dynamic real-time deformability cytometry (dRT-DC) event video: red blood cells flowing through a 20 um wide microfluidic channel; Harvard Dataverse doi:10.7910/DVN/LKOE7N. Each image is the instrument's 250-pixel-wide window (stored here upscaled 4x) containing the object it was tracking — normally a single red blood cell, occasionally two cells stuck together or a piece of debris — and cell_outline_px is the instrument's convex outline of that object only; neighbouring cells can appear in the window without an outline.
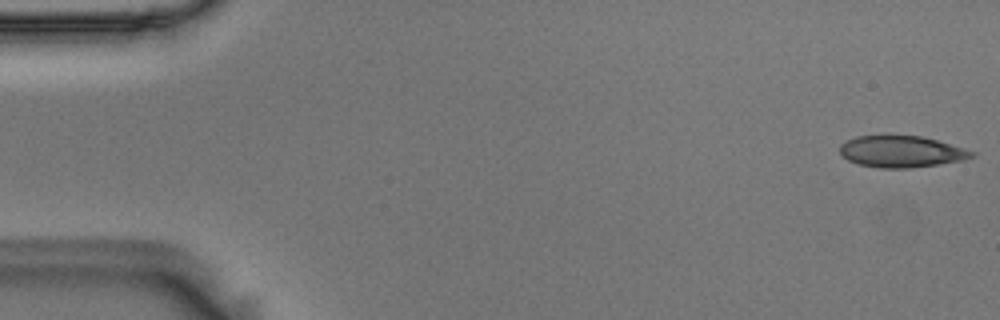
{"species": "Egyptian fruit bat (a non-hibernating species)", "species_latin": "Rousettus aegyptiacus", "temperature_condition": "room temperature", "stored_images_in_passage": 55, "camera_frame_rate_fps": 3000, "um_per_image_px": 0.085, "animal": {"sex": "male"}, "frame": {"image": 1, "passage_image": 1, "time_ms": 0.0, "image_size_px": [1000, 320], "cell_outline_px": [[976, 156], [964, 160], [908, 168], [880, 168], [860, 164], [848, 160], [840, 152], [840, 144], [856, 136], [888, 132], [924, 136], [964, 148], [976, 152]], "centroid_in_image_um": [76.61, 12.82], "position_along_channel_um": 8.4, "area_um2": 25.03}}
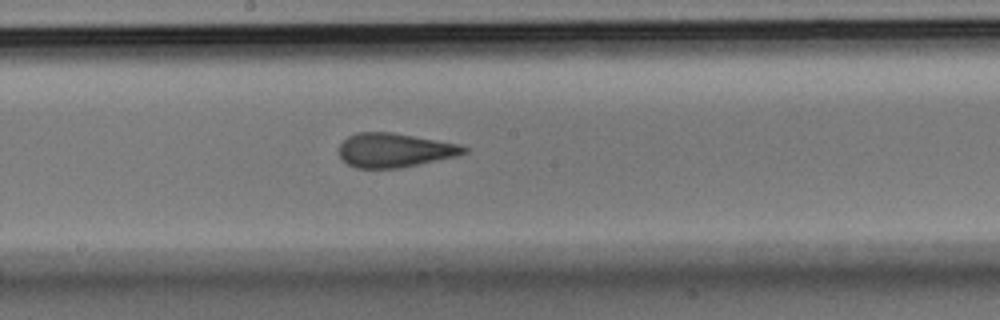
{"frame": {"image": 2, "passage_image": 29, "time_ms": 9.333, "image_size_px": [1000, 320], "cell_outline_px": [[468, 152], [456, 156], [400, 168], [356, 168], [348, 164], [340, 156], [340, 144], [348, 136], [356, 132], [392, 132], [460, 144], [468, 148]], "centroid_in_image_um": [33.55, 12.76], "position_along_channel_um": 214.7, "area_um2": 24.74}}
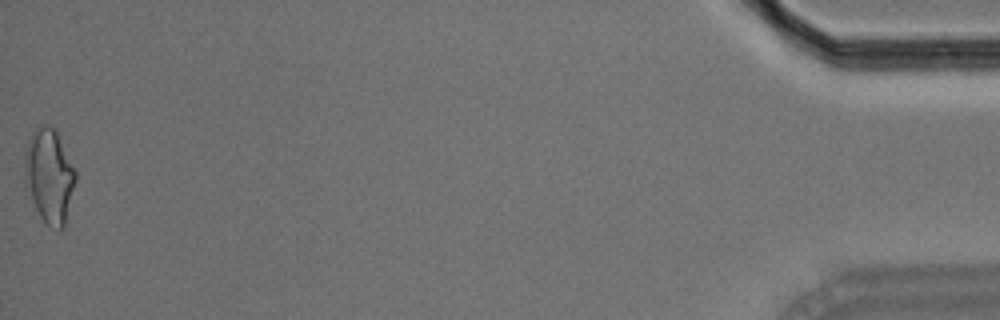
{"frame": {"image": 3, "passage_image": 55, "time_ms": 18.0, "image_size_px": [1000, 320], "cell_outline_px": [[76, 180], [64, 228], [60, 232], [56, 232], [40, 216], [24, 188], [24, 152], [28, 140], [32, 132], [40, 124], [48, 124], [56, 128], [76, 172]], "centroid_in_image_um": [4.17, 14.94], "position_along_channel_um": 431.0, "area_um2": 28.61}, "authors_computed_cell_mechanics": {"area_um2": 25.143, "velocity_mm_per_s": 3.6148, "shape_relaxation_time_tau1_ms": 8.7102, "shape_relaxation_time_tau2_ms": 0.8663, "deformation_change_tau1": 0.1915, "deformation_change_tau2": 0.0794}}